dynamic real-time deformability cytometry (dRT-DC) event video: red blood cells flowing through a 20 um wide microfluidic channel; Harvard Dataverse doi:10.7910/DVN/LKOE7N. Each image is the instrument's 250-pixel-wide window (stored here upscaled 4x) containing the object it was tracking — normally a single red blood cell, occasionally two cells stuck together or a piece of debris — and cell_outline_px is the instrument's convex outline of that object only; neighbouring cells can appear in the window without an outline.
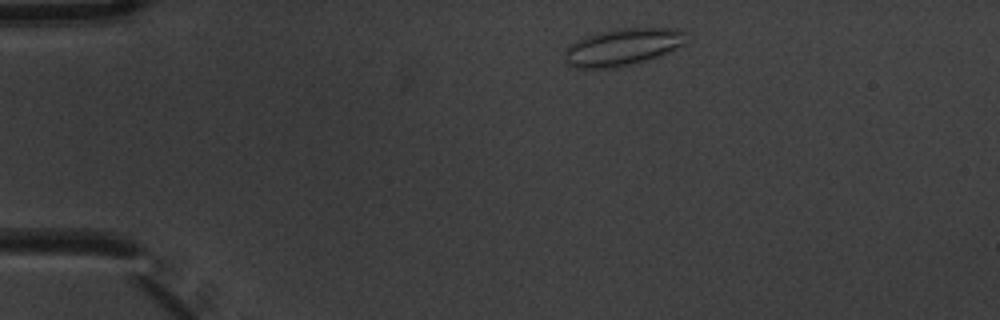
{"species": "common noctule bat (a hibernating species)", "species_latin": "Nyctalus noctula", "temperature_condition": "warm", "stored_images_in_passage": 3, "camera_frame_rate_fps": 3000, "um_per_image_px": 0.085, "animal": {"sex": "male", "body_mass_g": 20.1, "forearm_length_mm": 53.5}, "frame": {"image": 1, "passage_image": 1, "time_ms": 0.0, "image_size_px": [1000, 320], "cell_outline_px": [[684, 44], [660, 56], [648, 60], [616, 68], [576, 68], [568, 64], [564, 60], [564, 48], [576, 40], [600, 32], [616, 28], [672, 28], [684, 32]], "centroid_in_image_um": [52.87, 4.01], "position_along_channel_um": 32.1, "area_um2": 26.3}}